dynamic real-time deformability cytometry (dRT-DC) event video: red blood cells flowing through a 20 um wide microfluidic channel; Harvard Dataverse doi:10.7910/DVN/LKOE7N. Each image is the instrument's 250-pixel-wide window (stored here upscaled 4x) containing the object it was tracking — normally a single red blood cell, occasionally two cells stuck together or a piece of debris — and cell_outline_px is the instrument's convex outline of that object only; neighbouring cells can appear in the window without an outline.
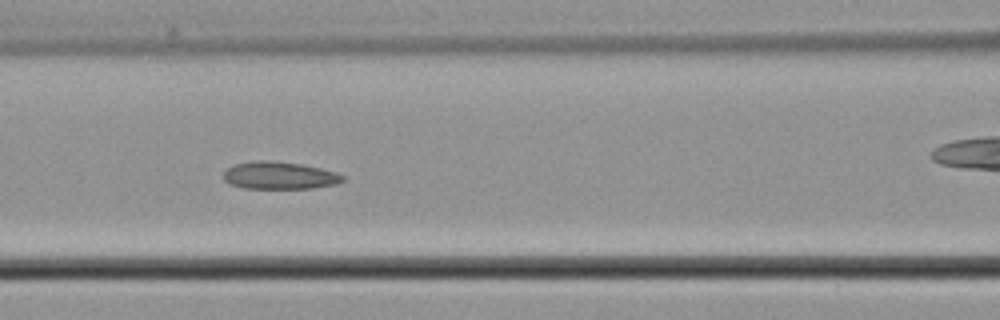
{"species": "common noctule bat (a hibernating species)", "species_latin": "Nyctalus noctula", "temperature_condition": "cold", "stored_images_in_passage": 7, "camera_frame_rate_fps": 3000, "um_per_image_px": 0.085, "animal": {"sex": "male", "body_mass_g": 21.5, "forearm_length_mm": 52.0}, "frame": {"image": 1, "passage_image": 5, "time_ms": 5.667, "image_size_px": [1000, 320], "cell_outline_px": [[344, 180], [336, 184], [312, 188], [244, 188], [228, 184], [224, 180], [224, 172], [228, 168], [236, 164], [256, 160], [268, 160], [300, 164], [320, 168], [336, 172], [344, 176]], "centroid_in_image_um": [23.74, 14.92], "position_along_channel_um": 142.9, "area_um2": 18.96}}